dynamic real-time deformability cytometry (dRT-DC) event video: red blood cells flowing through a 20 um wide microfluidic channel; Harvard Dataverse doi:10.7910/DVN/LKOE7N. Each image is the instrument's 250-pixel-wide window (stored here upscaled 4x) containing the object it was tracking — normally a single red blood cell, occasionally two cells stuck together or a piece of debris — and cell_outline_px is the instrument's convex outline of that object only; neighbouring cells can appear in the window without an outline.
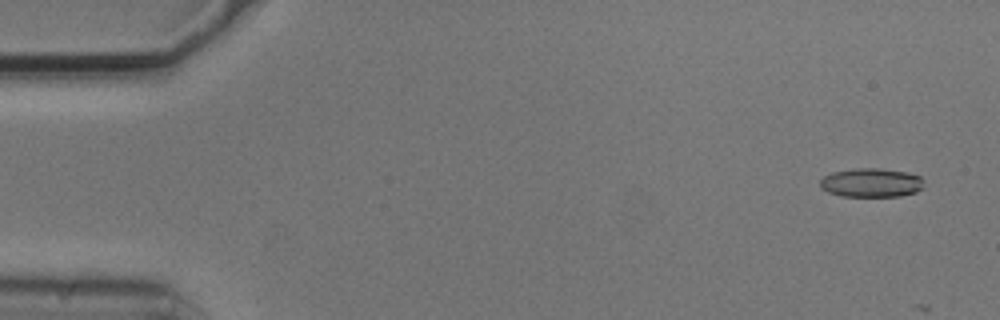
{"species": "common noctule bat (a hibernating species)", "species_latin": "Nyctalus noctula", "temperature_condition": "cold", "stored_images_in_passage": 6, "camera_frame_rate_fps": 3000, "um_per_image_px": 0.085, "animal": {"sex": "male", "body_mass_g": 20.5, "forearm_length_mm": 52.5}, "frame": {"image": 1, "passage_image": 1, "time_ms": 0.0, "image_size_px": [1000, 320], "cell_outline_px": [[924, 188], [916, 192], [900, 196], [840, 196], [828, 192], [820, 188], [820, 180], [824, 176], [832, 172], [852, 168], [880, 168], [908, 172], [920, 176], [924, 180]], "centroid_in_image_um": [74.07, 15.52], "position_along_channel_um": 10.9, "area_um2": 17.8}}